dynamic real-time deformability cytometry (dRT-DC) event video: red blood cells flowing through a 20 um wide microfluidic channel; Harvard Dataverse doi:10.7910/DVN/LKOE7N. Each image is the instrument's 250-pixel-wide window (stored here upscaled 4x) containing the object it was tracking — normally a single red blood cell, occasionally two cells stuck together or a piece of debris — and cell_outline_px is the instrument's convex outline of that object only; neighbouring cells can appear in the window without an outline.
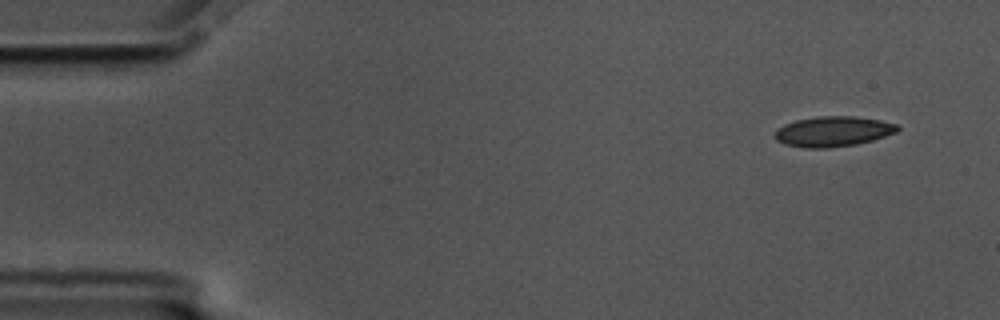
{"species": "common noctule bat (a hibernating species)", "species_latin": "Nyctalus noctula", "temperature_condition": "cold", "stored_images_in_passage": 54, "camera_frame_rate_fps": 3000, "um_per_image_px": 0.085, "animal": {"sex": "male", "body_mass_g": 17.5, "forearm_length_mm": 52.3}, "frame": {"image": 1, "passage_image": 1, "time_ms": 0.0, "image_size_px": [1000, 320], "cell_outline_px": [[900, 128], [896, 132], [872, 140], [856, 144], [828, 148], [804, 148], [784, 144], [776, 140], [772, 136], [784, 124], [796, 120], [816, 116], [852, 116], [880, 120], [896, 124]], "centroid_in_image_um": [70.78, 11.18], "position_along_channel_um": 14.2, "area_um2": 21.56}}
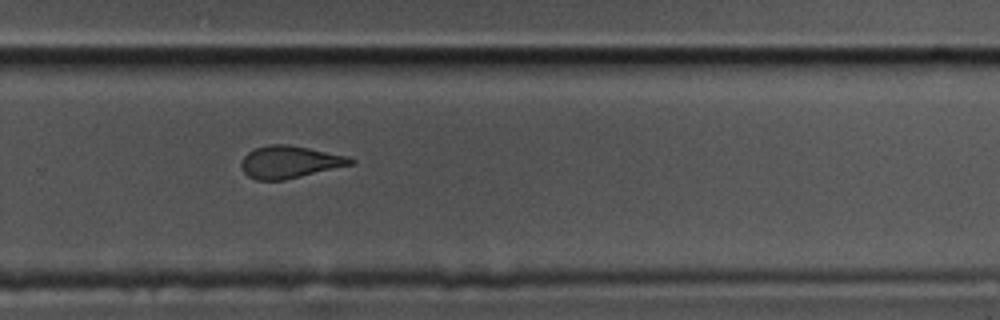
{"frame": {"image": 2, "passage_image": 35, "time_ms": 11.333, "image_size_px": [1000, 320], "cell_outline_px": [[356, 160], [352, 164], [284, 180], [256, 180], [248, 176], [244, 172], [240, 164], [244, 156], [248, 152], [256, 148], [268, 144], [288, 144], [348, 156]], "centroid_in_image_um": [24.59, 13.76], "position_along_channel_um": 305.2, "area_um2": 20.4}}
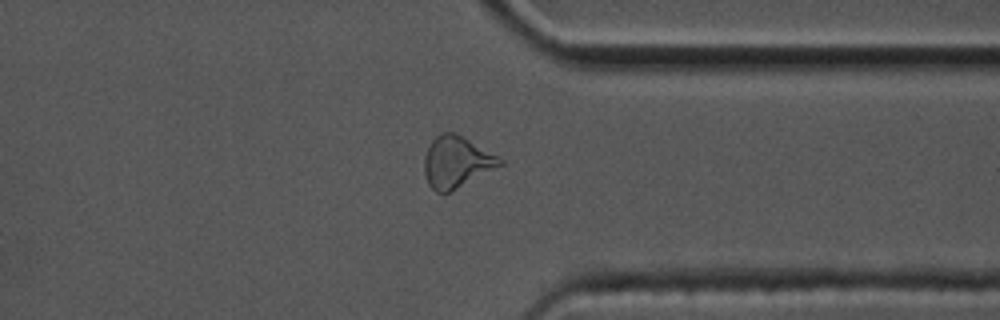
{"frame": {"image": 3, "passage_image": 41, "time_ms": 13.333, "image_size_px": [1000, 320], "cell_outline_px": [[504, 164], [448, 192], [436, 192], [428, 184], [424, 172], [424, 156], [432, 140], [440, 132], [456, 132], [500, 156], [504, 160]], "centroid_in_image_um": [38.81, 13.73], "position_along_channel_um": 372.6, "area_um2": 22.66}, "authors_computed_cell_mechanics": {"area_um2": 21.5016, "velocity_mm_per_s": 3.4914, "shape_relaxation_time_tau1_ms": 5.7933, "shape_relaxation_time_tau2_ms": 1.7034, "deformation_change_tau1": 0.1732, "deformation_change_tau2": 0.1038}}